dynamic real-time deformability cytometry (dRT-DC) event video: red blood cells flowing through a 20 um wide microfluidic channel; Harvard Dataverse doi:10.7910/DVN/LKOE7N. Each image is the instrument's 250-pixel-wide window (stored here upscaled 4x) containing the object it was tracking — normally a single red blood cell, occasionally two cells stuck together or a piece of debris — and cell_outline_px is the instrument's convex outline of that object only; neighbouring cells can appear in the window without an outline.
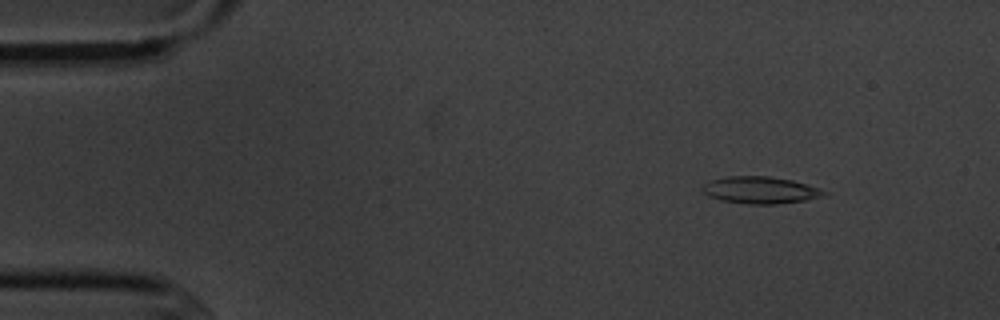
{"species": "common noctule bat (a hibernating species)", "species_latin": "Nyctalus noctula", "temperature_condition": "cold", "stored_images_in_passage": 5, "camera_frame_rate_fps": 3000, "um_per_image_px": 0.085, "animal": {"sex": "male", "body_mass_g": 20.1, "forearm_length_mm": 53.5}, "frame": {"image": 1, "passage_image": 2, "time_ms": 1.0, "image_size_px": [1000, 320], "cell_outline_px": [[828, 192], [820, 196], [804, 200], [776, 204], [748, 204], [720, 200], [708, 196], [700, 188], [708, 180], [728, 176], [768, 176], [792, 180], [820, 188]], "centroid_in_image_um": [64.57, 16.15], "position_along_channel_um": 20.4, "area_um2": 19.07}}